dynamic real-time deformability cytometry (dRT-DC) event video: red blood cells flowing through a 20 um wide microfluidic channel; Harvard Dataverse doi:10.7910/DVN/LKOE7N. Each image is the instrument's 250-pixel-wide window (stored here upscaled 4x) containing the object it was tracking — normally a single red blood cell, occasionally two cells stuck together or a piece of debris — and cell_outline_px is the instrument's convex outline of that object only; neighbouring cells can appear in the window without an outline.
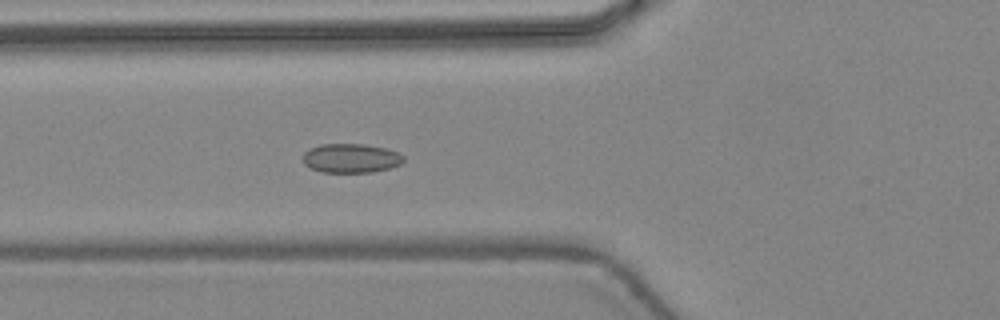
{"species": "common noctule bat (a hibernating species)", "species_latin": "Nyctalus noctula", "temperature_condition": "warm", "stored_images_in_passage": 48, "camera_frame_rate_fps": 3000, "um_per_image_px": 0.085, "animal": {"sex": "female", "body_mass_g": 24.6, "forearm_length_mm": 56.2}, "frame": {"image": 1, "passage_image": 19, "time_ms": 6.0, "image_size_px": [1000, 320], "cell_outline_px": [[404, 160], [400, 164], [388, 168], [372, 172], [320, 172], [304, 164], [304, 152], [308, 148], [320, 144], [364, 144], [384, 148], [396, 152], [404, 156]], "centroid_in_image_um": [29.8, 13.44], "position_along_channel_um": 96.0, "area_um2": 16.99}}
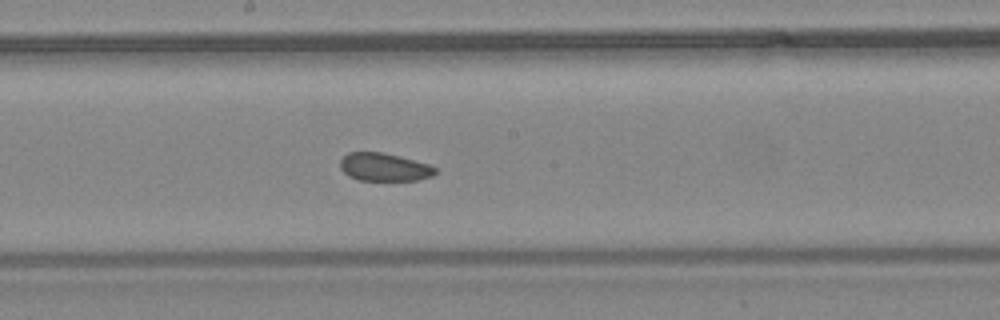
{"frame": {"image": 2, "passage_image": 27, "time_ms": 8.667, "image_size_px": [1000, 320], "cell_outline_px": [[440, 172], [432, 176], [416, 180], [356, 180], [348, 176], [340, 168], [340, 160], [348, 152], [380, 152], [400, 156], [428, 164], [436, 168]], "centroid_in_image_um": [32.66, 14.21], "position_along_channel_um": 215.5, "area_um2": 15.61}}
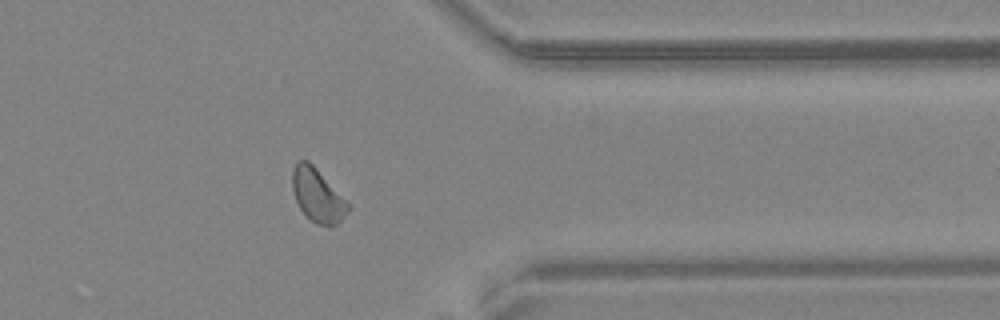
{"frame": {"image": 3, "passage_image": 39, "time_ms": 12.667, "image_size_px": [1000, 320], "cell_outline_px": [[352, 208], [336, 224], [316, 224], [300, 208], [296, 200], [292, 188], [292, 168], [296, 160], [308, 160], [312, 164]], "centroid_in_image_um": [26.95, 16.56], "position_along_channel_um": 384.4, "area_um2": 16.76}, "authors_computed_cell_mechanics": {"area_um2": 17.2244, "velocity_mm_per_s": 4.4649, "shape_relaxation_time_tau1_ms": null, "shape_relaxation_time_tau2_ms": 6.9212, "deformation_change_tau1": null, "deformation_change_tau2": 0.1243}}